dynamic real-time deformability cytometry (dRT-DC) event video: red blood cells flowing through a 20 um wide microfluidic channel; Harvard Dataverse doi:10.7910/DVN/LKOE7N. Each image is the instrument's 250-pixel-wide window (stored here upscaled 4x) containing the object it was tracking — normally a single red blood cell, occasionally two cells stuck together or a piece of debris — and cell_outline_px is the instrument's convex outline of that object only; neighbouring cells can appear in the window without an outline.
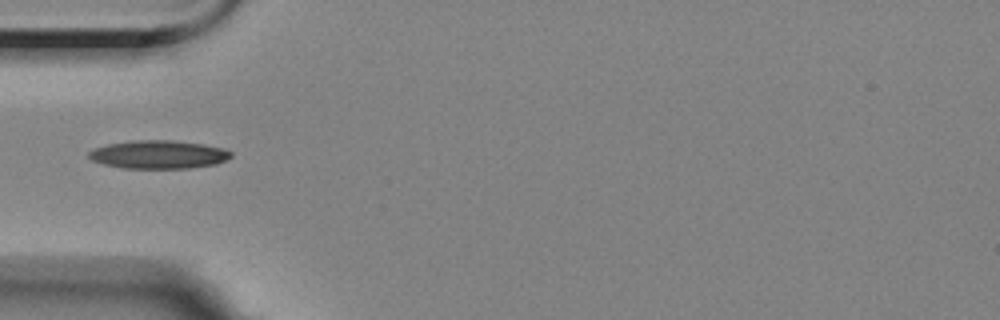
{"species": "Egyptian fruit bat (a non-hibernating species)", "species_latin": "Rousettus aegyptiacus", "temperature_condition": "room temperature", "stored_images_in_passage": 15, "camera_frame_rate_fps": 3000, "um_per_image_px": 0.085, "animal": {"sex": "female"}, "frame": {"image": 1, "passage_image": 5, "time_ms": 5.667, "image_size_px": [1000, 320], "cell_outline_px": [[232, 156], [228, 160], [216, 164], [188, 168], [124, 168], [104, 164], [92, 160], [88, 156], [88, 152], [96, 148], [108, 144], [132, 140], [172, 140], [204, 144], [224, 148], [232, 152]], "centroid_in_image_um": [13.52, 13.13], "position_along_channel_um": 71.5, "area_um2": 23.47}}
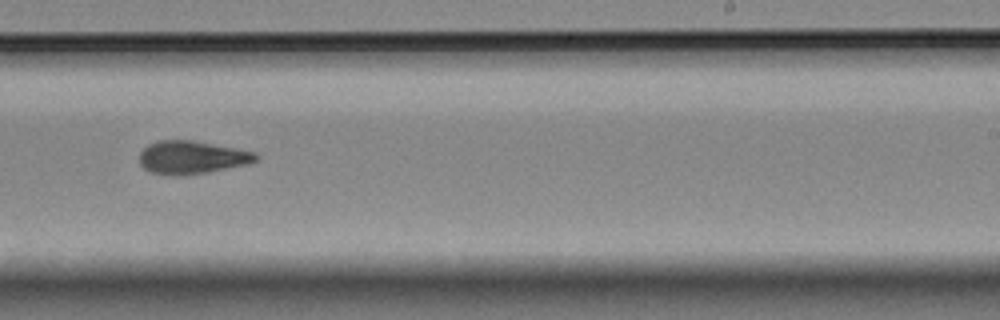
{"frame": {"image": 2, "passage_image": 10, "time_ms": 11.333, "image_size_px": [1000, 320], "cell_outline_px": [[256, 160], [244, 164], [204, 172], [176, 176], [172, 176], [152, 172], [144, 168], [140, 164], [140, 152], [148, 144], [156, 140], [192, 140], [236, 148], [256, 152]], "centroid_in_image_um": [16.24, 13.36], "position_along_channel_um": 272.8, "area_um2": 22.02}}
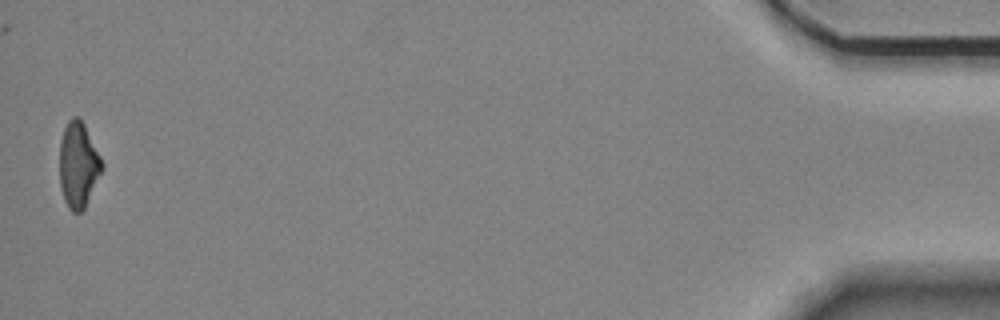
{"frame": {"image": 3, "passage_image": 15, "time_ms": 18.333, "image_size_px": [1000, 320], "cell_outline_px": [[104, 168], [84, 208], [80, 212], [72, 212], [68, 208], [64, 200], [60, 188], [60, 140], [64, 128], [68, 120], [72, 116], [80, 116], [104, 164]], "centroid_in_image_um": [6.65, 14.0], "position_along_channel_um": 428.5, "area_um2": 21.21}, "authors_computed_cell_mechanics": {"area_um2": 22.253, "velocity_mm_per_s": 3.5489, "shape_relaxation_time_tau1_ms": null, "shape_relaxation_time_tau2_ms": 5.5582, "deformation_change_tau1": null, "deformation_change_tau2": 0.1348}}